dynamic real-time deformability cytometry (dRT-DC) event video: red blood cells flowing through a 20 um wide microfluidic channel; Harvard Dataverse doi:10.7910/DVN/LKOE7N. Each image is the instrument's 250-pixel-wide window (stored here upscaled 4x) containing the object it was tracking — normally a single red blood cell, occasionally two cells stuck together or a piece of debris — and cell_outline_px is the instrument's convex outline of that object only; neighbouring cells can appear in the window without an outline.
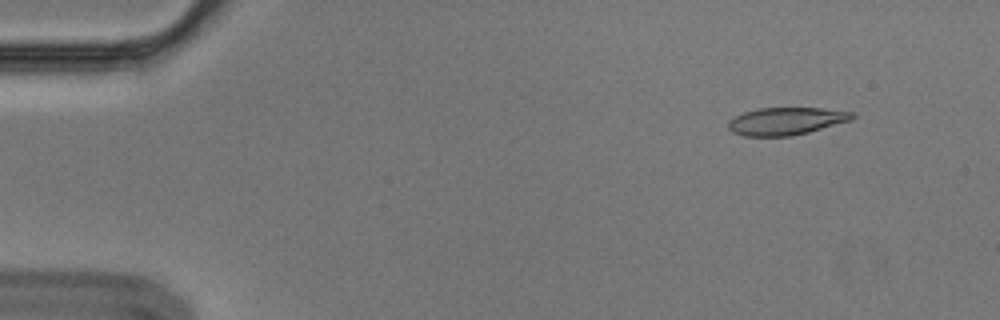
{"species": "Egyptian fruit bat (a non-hibernating species)", "species_latin": "Rousettus aegyptiacus", "temperature_condition": "cold", "stored_images_in_passage": 5, "camera_frame_rate_fps": 3000, "um_per_image_px": 0.085, "animal": {"sex": "male"}, "frame": {"image": 1, "passage_image": 2, "time_ms": 0.333, "image_size_px": [1000, 320], "cell_outline_px": [[856, 116], [852, 120], [808, 132], [792, 136], [744, 136], [732, 132], [728, 128], [728, 120], [744, 112], [760, 108], [820, 108], [856, 112]], "centroid_in_image_um": [66.84, 10.29], "position_along_channel_um": 18.2, "area_um2": 19.94}}
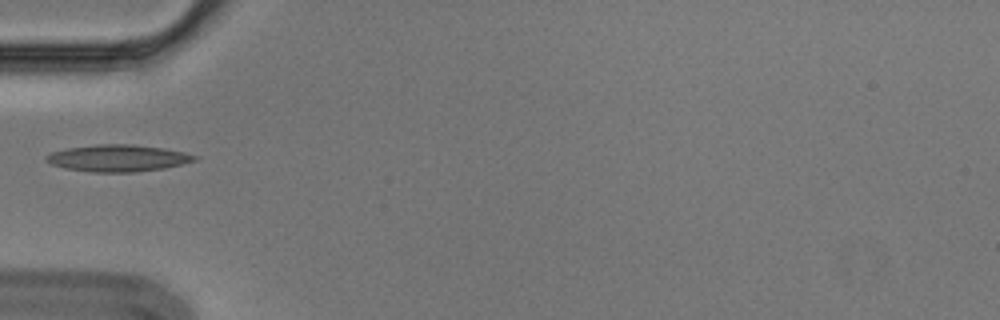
{"frame": {"image": 2, "passage_image": 5, "time_ms": 1.333, "image_size_px": [1000, 320], "cell_outline_px": [[200, 156], [196, 160], [164, 168], [136, 172], [92, 172], [64, 168], [52, 164], [44, 160], [44, 156], [52, 152], [68, 148], [96, 144], [132, 144], [164, 148], [184, 152]], "centroid_in_image_um": [10.01, 13.44], "position_along_channel_um": 75.0, "area_um2": 23.24}}